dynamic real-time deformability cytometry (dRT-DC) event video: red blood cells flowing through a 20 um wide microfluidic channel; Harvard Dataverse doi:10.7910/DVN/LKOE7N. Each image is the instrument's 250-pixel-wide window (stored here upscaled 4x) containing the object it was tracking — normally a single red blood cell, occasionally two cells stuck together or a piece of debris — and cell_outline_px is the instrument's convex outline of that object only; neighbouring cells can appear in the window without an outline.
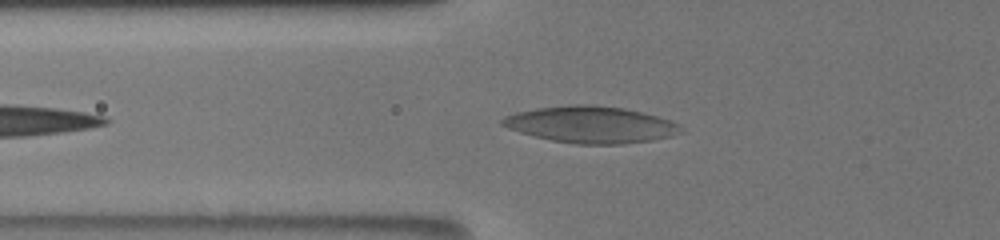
{"species": "human", "species_latin": "Homo sapiens", "temperature_condition": "room temperature", "stored_images_in_passage": 35, "camera_frame_rate_fps": 3000, "um_per_image_px": 0.085, "donor": {"sex": "male"}, "frame": {"image": 1, "passage_image": 5, "time_ms": 1.333, "image_size_px": [1000, 240], "cell_outline_px": [[680, 132], [668, 136], [652, 140], [620, 144], [576, 144], [552, 140], [520, 132], [508, 128], [500, 124], [500, 120], [504, 116], [516, 112], [536, 108], [576, 104], [592, 104], [624, 108], [656, 116], [668, 120], [676, 124]], "centroid_in_image_um": [50.14, 10.58], "position_along_channel_um": 75.7, "area_um2": 37.57}}
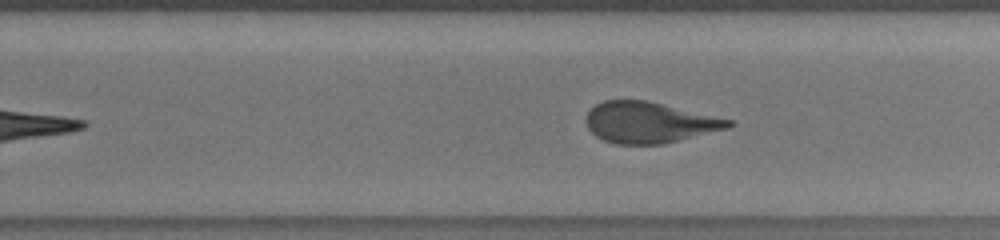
{"frame": {"image": 2, "passage_image": 21, "time_ms": 6.667, "image_size_px": [1000, 240], "cell_outline_px": [[736, 124], [728, 128], [664, 144], [616, 144], [604, 140], [596, 136], [588, 128], [584, 120], [588, 112], [596, 104], [604, 100], [648, 100], [732, 120]], "centroid_in_image_um": [55.18, 10.4], "position_along_channel_um": 274.6, "area_um2": 34.04}}
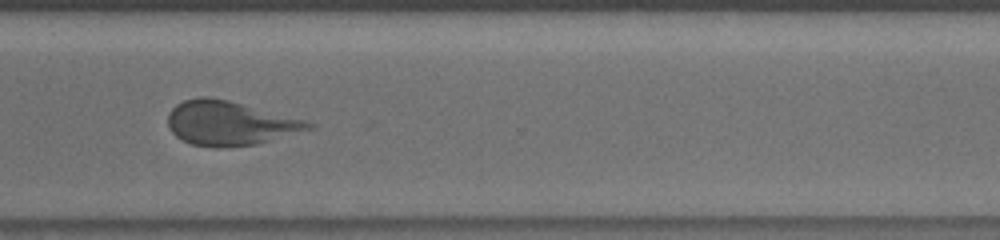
{"frame": {"image": 3, "passage_image": 27, "time_ms": 8.667, "image_size_px": [1000, 240], "cell_outline_px": [[316, 128], [256, 144], [216, 148], [212, 148], [192, 144], [176, 136], [172, 132], [168, 124], [168, 112], [176, 104], [184, 100], [196, 96], [208, 96], [228, 100], [308, 120], [316, 124]], "centroid_in_image_um": [19.56, 10.46], "position_along_channel_um": 351.0, "area_um2": 36.53}, "authors_computed_cell_mechanics": {"area_um2": 34.969, "velocity_mm_per_s": 3.818, "shape_relaxation_time_tau1_ms": 4.4513, "shape_relaxation_time_tau2_ms": 1.1332, "deformation_change_tau1": 0.1477, "deformation_change_tau2": 0.0729}}